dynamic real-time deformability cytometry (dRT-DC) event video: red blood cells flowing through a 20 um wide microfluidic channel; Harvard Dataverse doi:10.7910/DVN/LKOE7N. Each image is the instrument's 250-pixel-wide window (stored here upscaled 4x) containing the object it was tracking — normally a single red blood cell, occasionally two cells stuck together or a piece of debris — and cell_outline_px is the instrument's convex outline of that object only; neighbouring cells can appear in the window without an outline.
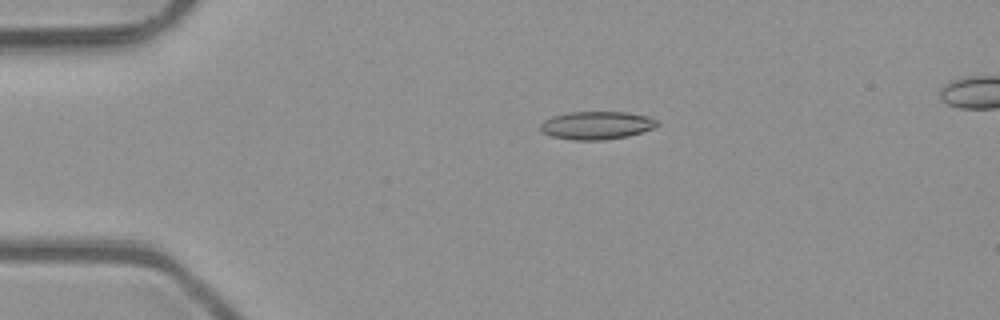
{"species": "common noctule bat (a hibernating species)", "species_latin": "Nyctalus noctula", "temperature_condition": "room temperature", "stored_images_in_passage": 44, "segment_of_instrument_passage": [1, 2], "camera_frame_rate_fps": 3000, "um_per_image_px": 0.085, "animal": {"sex": "male", "body_mass_g": 23.1, "forearm_length_mm": 52.7}, "frame": {"image": 1, "passage_image": 3, "time_ms": 0.667, "image_size_px": [1000, 320], "cell_outline_px": [[660, 124], [652, 128], [628, 136], [604, 140], [576, 140], [552, 136], [540, 132], [540, 124], [544, 120], [552, 116], [568, 112], [628, 112], [648, 116], [656, 120]], "centroid_in_image_um": [50.69, 10.65], "position_along_channel_um": 34.3, "area_um2": 19.07}}
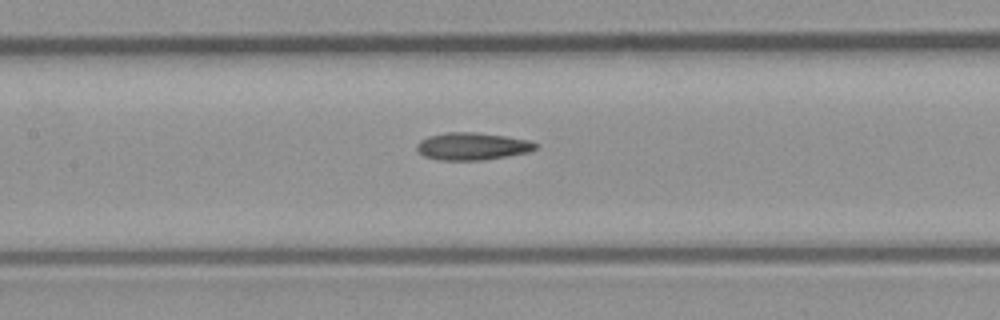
{"frame": {"image": 2, "passage_image": 16, "time_ms": 5.0, "image_size_px": [1000, 320], "cell_outline_px": [[536, 148], [528, 152], [480, 160], [440, 160], [424, 156], [416, 148], [416, 144], [420, 140], [428, 136], [444, 132], [472, 132], [504, 136], [528, 140], [536, 144]], "centroid_in_image_um": [40.08, 12.43], "position_along_channel_um": 167.3, "area_um2": 18.67}}
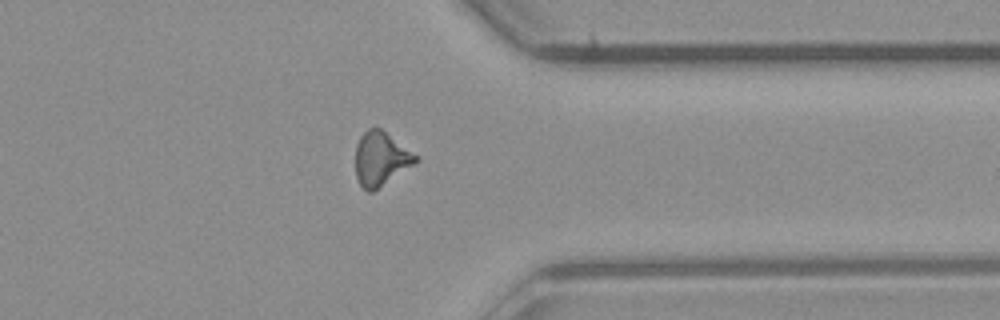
{"frame": {"image": 3, "passage_image": 32, "time_ms": 10.333, "image_size_px": [1000, 320], "cell_outline_px": [[420, 160], [372, 192], [368, 192], [360, 184], [356, 176], [356, 144], [360, 136], [368, 128], [380, 128], [420, 156]], "centroid_in_image_um": [32.39, 13.48], "position_along_channel_um": 379.0, "area_um2": 18.84}}